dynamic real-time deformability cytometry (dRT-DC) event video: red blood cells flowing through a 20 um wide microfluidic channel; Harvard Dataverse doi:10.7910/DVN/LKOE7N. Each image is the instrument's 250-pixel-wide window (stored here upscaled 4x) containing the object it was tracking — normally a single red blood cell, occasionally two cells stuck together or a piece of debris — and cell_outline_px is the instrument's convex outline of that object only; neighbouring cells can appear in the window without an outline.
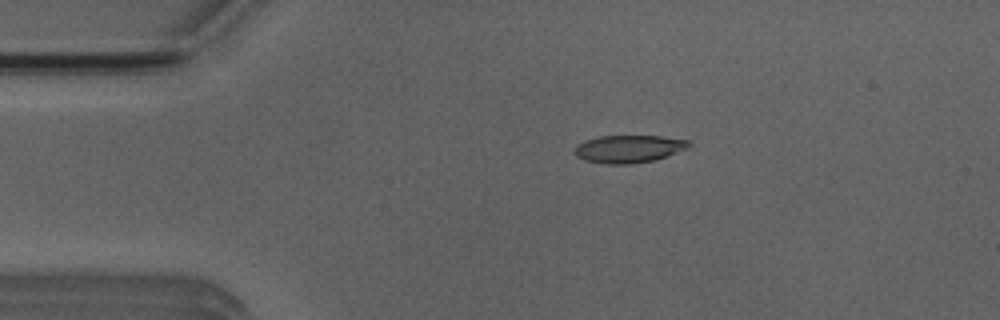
{"species": "Egyptian fruit bat (a non-hibernating species)", "species_latin": "Rousettus aegyptiacus", "temperature_condition": "room temperature", "stored_images_in_passage": 4, "camera_frame_rate_fps": 3000, "um_per_image_px": 0.085, "animal": {"sex": "male"}, "frame": {"image": 1, "passage_image": 3, "time_ms": 2.333, "image_size_px": [1000, 320], "cell_outline_px": [[692, 144], [688, 148], [656, 160], [632, 164], [604, 164], [584, 160], [576, 156], [576, 144], [584, 140], [600, 136], [660, 136], [688, 140]], "centroid_in_image_um": [53.45, 12.66], "position_along_channel_um": 31.6, "area_um2": 18.5}}